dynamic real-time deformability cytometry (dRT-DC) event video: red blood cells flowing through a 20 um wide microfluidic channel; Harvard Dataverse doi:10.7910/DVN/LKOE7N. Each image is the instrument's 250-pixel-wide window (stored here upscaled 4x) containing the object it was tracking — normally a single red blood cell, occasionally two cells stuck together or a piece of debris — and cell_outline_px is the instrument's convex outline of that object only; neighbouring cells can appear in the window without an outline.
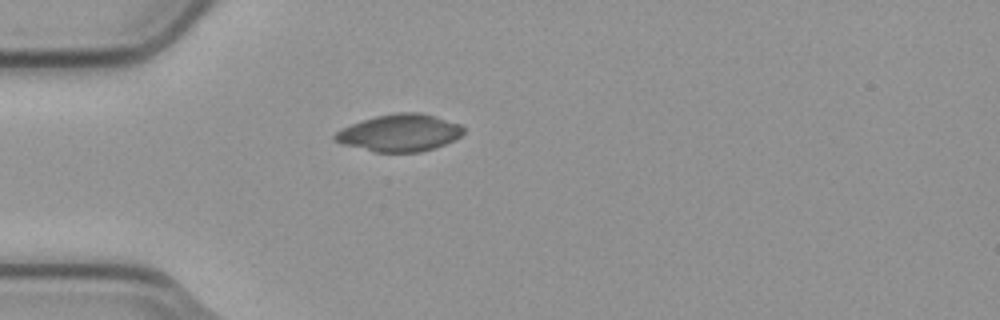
{"species": "common noctule bat (a hibernating species)", "species_latin": "Nyctalus noctula", "temperature_condition": "cold", "stored_images_in_passage": 1, "camera_frame_rate_fps": 3000, "um_per_image_px": 0.085, "animal": {"sex": "male", "body_mass_g": 23.1, "forearm_length_mm": 52.7}, "frame": {"image": 1, "passage_image": 1, "time_ms": 0.0, "image_size_px": [1000, 320], "cell_outline_px": [[464, 132], [460, 136], [444, 144], [420, 152], [376, 152], [344, 144], [332, 140], [332, 136], [336, 132], [352, 124], [376, 116], [396, 112], [420, 112], [436, 116], [460, 124], [464, 128]], "centroid_in_image_um": [33.98, 11.28], "position_along_channel_um": 51.0, "area_um2": 27.57}}